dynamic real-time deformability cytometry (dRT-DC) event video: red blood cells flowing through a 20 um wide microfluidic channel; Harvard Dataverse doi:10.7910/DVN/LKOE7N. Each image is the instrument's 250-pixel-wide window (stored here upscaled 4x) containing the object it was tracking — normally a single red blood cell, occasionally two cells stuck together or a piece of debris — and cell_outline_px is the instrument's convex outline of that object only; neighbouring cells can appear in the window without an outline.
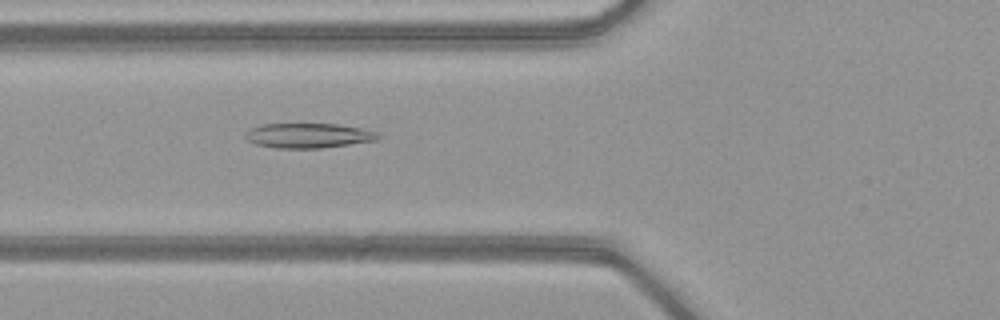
{"species": "common noctule bat (a hibernating species)", "species_latin": "Nyctalus noctula", "temperature_condition": "warm", "stored_images_in_passage": 51, "camera_frame_rate_fps": 3000, "um_per_image_px": 0.085, "animal": {"sex": "female", "body_mass_g": 21.9}, "frame": {"image": 1, "passage_image": 20, "time_ms": 6.333, "image_size_px": [1000, 320], "cell_outline_px": [[380, 140], [320, 148], [276, 148], [256, 144], [248, 140], [244, 136], [244, 132], [248, 128], [260, 124], [340, 124], [360, 128], [376, 132], [380, 136]], "centroid_in_image_um": [26.18, 11.52], "position_along_channel_um": 99.6, "area_um2": 19.31}}
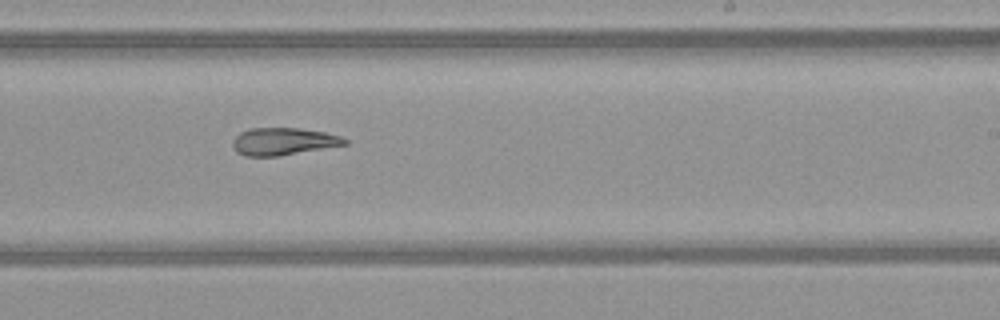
{"frame": {"image": 2, "passage_image": 32, "time_ms": 10.333, "image_size_px": [1000, 320], "cell_outline_px": [[348, 144], [276, 156], [244, 156], [236, 152], [232, 148], [232, 140], [240, 132], [248, 128], [300, 128], [324, 132], [340, 136], [348, 140]], "centroid_in_image_um": [24.03, 12.02], "position_along_channel_um": 265.0, "area_um2": 17.86}}
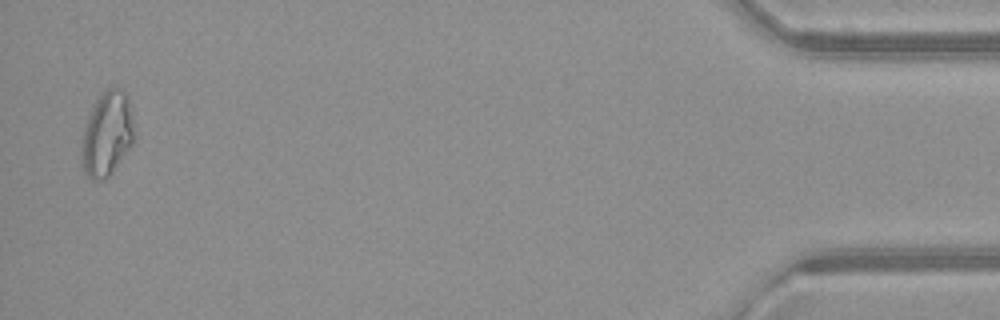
{"frame": {"image": 3, "passage_image": 50, "time_ms": 16.333, "image_size_px": [1000, 320], "cell_outline_px": [[136, 136], [132, 144], [112, 172], [104, 180], [92, 180], [84, 172], [80, 164], [80, 148], [84, 128], [88, 116], [96, 100], [108, 88], [120, 88], [128, 96]], "centroid_in_image_um": [9.08, 11.42], "position_along_channel_um": 426.1, "area_um2": 26.13}, "authors_computed_cell_mechanics": {"area_um2": 21.964, "velocity_mm_per_s": 4.1106, "shape_relaxation_time_tau1_ms": null, "shape_relaxation_time_tau2_ms": 3.0609, "deformation_change_tau1": null, "deformation_change_tau2": 0.0928}}